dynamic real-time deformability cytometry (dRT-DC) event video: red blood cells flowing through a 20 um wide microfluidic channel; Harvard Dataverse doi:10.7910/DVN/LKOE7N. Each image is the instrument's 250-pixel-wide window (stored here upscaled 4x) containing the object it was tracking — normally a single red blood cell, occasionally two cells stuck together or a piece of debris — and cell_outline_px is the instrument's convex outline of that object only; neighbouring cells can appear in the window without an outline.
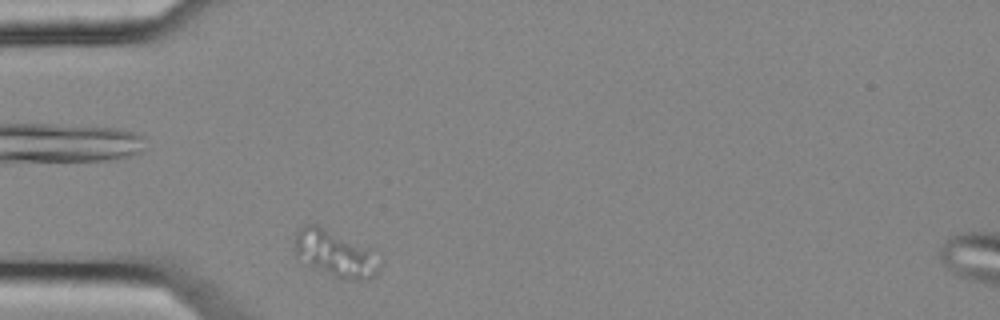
{"species": "common noctule bat (a hibernating species)", "species_latin": "Nyctalus noctula", "temperature_condition": "cold", "stored_images_in_passage": 32, "camera_frame_rate_fps": 3000, "um_per_image_px": 0.085, "animal": {"sex": "female", "body_mass_g": 25.1}, "frame": {"image": 1, "passage_image": 1, "time_ms": 0.0, "image_size_px": [1000, 320], "cell_outline_px": [[384, 260], [376, 276], [368, 280], [340, 280], [308, 264], [296, 256], [296, 232], [304, 224], [316, 224], [376, 248]], "centroid_in_image_um": [28.65, 21.57], "position_along_channel_um": 56.3, "area_um2": 24.04}}
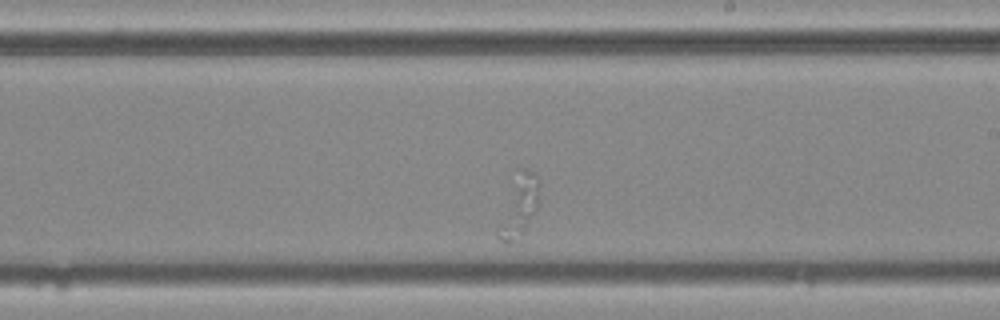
{"frame": {"image": 2, "passage_image": 19, "time_ms": 6.0, "image_size_px": [1000, 320], "cell_outline_px": [[540, 204], [524, 228], [508, 244], [500, 240], [496, 236], [496, 228], [516, 168], [528, 168], [536, 172]], "centroid_in_image_um": [44.08, 17.4], "position_along_channel_um": 244.9, "area_um2": 14.68}}
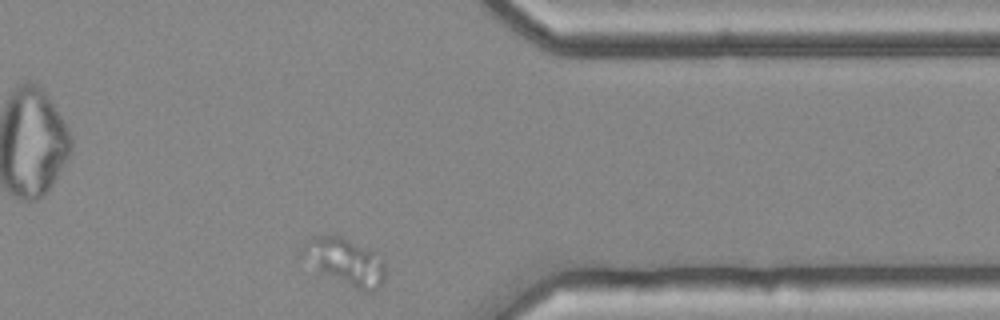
{"frame": {"image": 3, "passage_image": 32, "time_ms": 10.333, "image_size_px": [1000, 320], "cell_outline_px": [[384, 284], [372, 292], [364, 292], [320, 272], [296, 256], [304, 244], [312, 236], [340, 236], [372, 252], [384, 260]], "centroid_in_image_um": [29.27, 22.26], "position_along_channel_um": 382.1, "area_um2": 22.6}}